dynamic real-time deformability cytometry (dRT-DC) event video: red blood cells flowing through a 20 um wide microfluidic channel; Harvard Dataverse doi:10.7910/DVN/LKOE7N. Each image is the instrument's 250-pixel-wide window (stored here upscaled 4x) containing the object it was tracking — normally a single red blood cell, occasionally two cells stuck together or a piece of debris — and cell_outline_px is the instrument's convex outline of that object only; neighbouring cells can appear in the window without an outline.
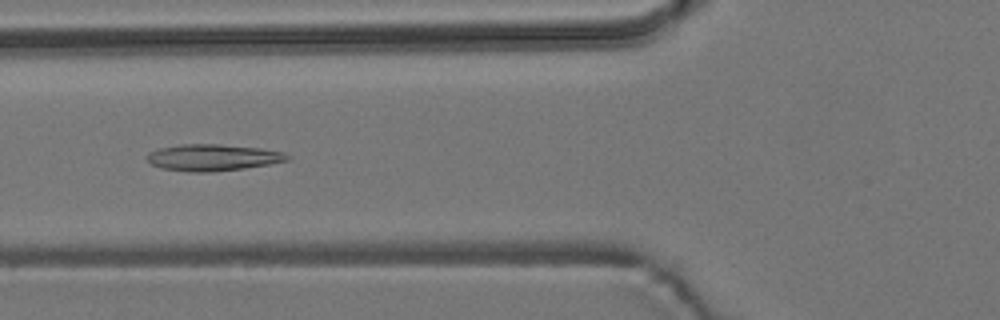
{"species": "common noctule bat (a hibernating species)", "species_latin": "Nyctalus noctula", "temperature_condition": "room temperature", "stored_images_in_passage": 8, "camera_frame_rate_fps": 3000, "um_per_image_px": 0.085, "animal": {"sex": "male", "body_mass_g": 19.2, "forearm_length_mm": 51.8}, "frame": {"image": 1, "passage_image": 3, "time_ms": 0.667, "image_size_px": [1000, 320], "cell_outline_px": [[292, 156], [288, 160], [272, 164], [244, 168], [212, 172], [188, 172], [160, 168], [152, 164], [144, 156], [148, 152], [160, 148], [180, 144], [220, 144], [260, 148], [284, 152]], "centroid_in_image_um": [18.09, 13.39], "position_along_channel_um": 107.7, "area_um2": 21.96}}
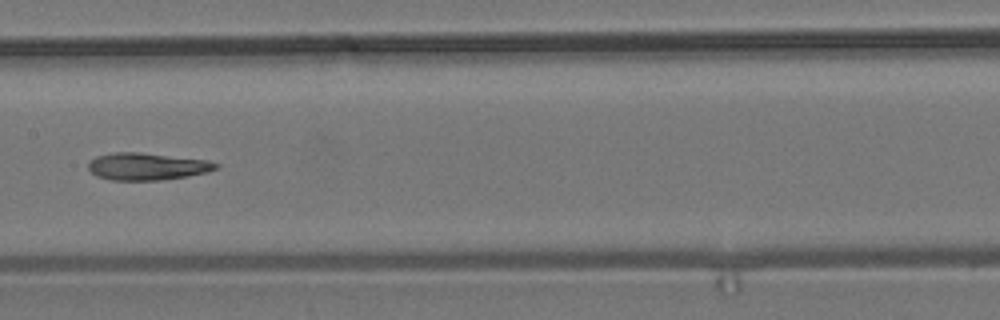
{"frame": {"image": 2, "passage_image": 5, "time_ms": 1.333, "image_size_px": [1000, 320], "cell_outline_px": [[220, 164], [216, 168], [208, 172], [188, 176], [160, 180], [112, 180], [96, 176], [88, 168], [88, 164], [96, 156], [112, 152], [140, 152], [208, 160]], "centroid_in_image_um": [12.5, 14.14], "position_along_channel_um": 194.9, "area_um2": 20.23}}
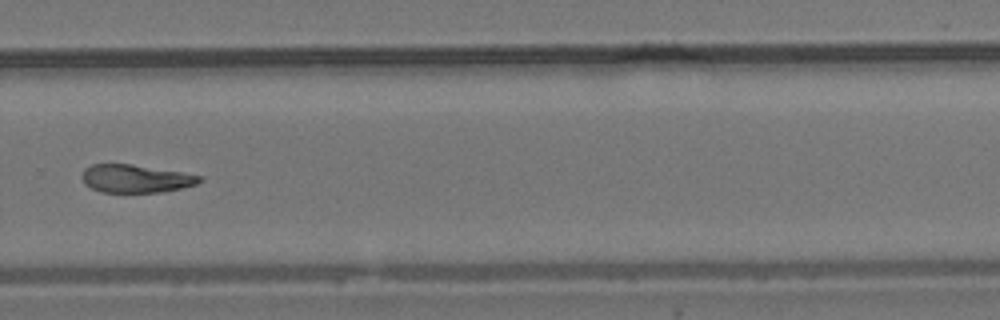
{"frame": {"image": 3, "passage_image": 8, "time_ms": 2.333, "image_size_px": [1000, 320], "cell_outline_px": [[204, 180], [196, 184], [164, 192], [100, 192], [84, 184], [84, 168], [92, 164], [132, 164], [204, 176]], "centroid_in_image_um": [11.57, 15.18], "position_along_channel_um": 318.2, "area_um2": 19.07}}